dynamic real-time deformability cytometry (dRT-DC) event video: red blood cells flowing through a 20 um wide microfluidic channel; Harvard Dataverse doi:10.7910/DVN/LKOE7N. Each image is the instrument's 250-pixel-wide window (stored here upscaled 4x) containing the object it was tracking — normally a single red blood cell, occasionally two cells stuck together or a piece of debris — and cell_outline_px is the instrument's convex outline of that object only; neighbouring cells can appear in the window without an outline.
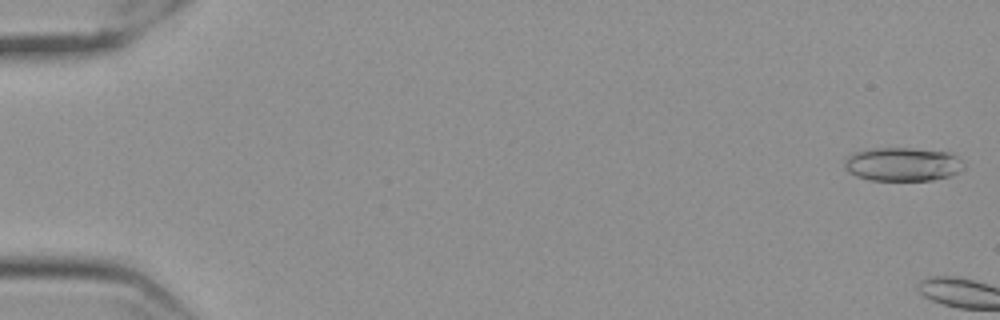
{"species": "Egyptian fruit bat (a non-hibernating species)", "species_latin": "Rousettus aegyptiacus", "temperature_condition": "cold", "stored_images_in_passage": 10, "camera_frame_rate_fps": 3000, "um_per_image_px": 0.085, "frame": {"image": 1, "passage_image": 2, "time_ms": 0.333, "image_size_px": [1000, 320], "cell_outline_px": [[964, 168], [960, 172], [948, 176], [932, 180], [868, 180], [856, 176], [848, 172], [844, 168], [844, 156], [852, 152], [868, 148], [912, 148], [948, 152], [956, 156], [964, 164]], "centroid_in_image_um": [76.65, 13.95], "position_along_channel_um": 8.3, "area_um2": 23.76}}